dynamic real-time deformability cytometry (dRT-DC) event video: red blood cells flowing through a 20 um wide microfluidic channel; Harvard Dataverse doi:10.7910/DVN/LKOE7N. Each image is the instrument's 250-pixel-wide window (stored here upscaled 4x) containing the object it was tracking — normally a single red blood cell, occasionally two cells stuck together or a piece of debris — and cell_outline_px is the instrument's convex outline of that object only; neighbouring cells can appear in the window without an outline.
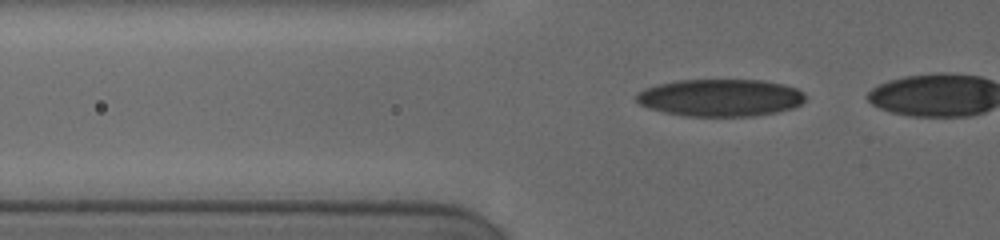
{"species": "human", "species_latin": "Homo sapiens", "temperature_condition": "cold", "stored_images_in_passage": 26, "camera_frame_rate_fps": 3000, "um_per_image_px": 0.085, "donor": {"sex": "female"}, "frame": {"image": 1, "passage_image": 21, "time_ms": 5.667, "image_size_px": [1000, 240], "cell_outline_px": [[804, 100], [800, 104], [792, 108], [776, 112], [752, 116], [684, 116], [664, 112], [648, 108], [640, 104], [636, 100], [636, 92], [644, 88], [676, 80], [764, 80], [784, 84], [796, 88], [804, 92]], "centroid_in_image_um": [61.21, 8.3], "position_along_channel_um": 64.6, "area_um2": 36.82}}